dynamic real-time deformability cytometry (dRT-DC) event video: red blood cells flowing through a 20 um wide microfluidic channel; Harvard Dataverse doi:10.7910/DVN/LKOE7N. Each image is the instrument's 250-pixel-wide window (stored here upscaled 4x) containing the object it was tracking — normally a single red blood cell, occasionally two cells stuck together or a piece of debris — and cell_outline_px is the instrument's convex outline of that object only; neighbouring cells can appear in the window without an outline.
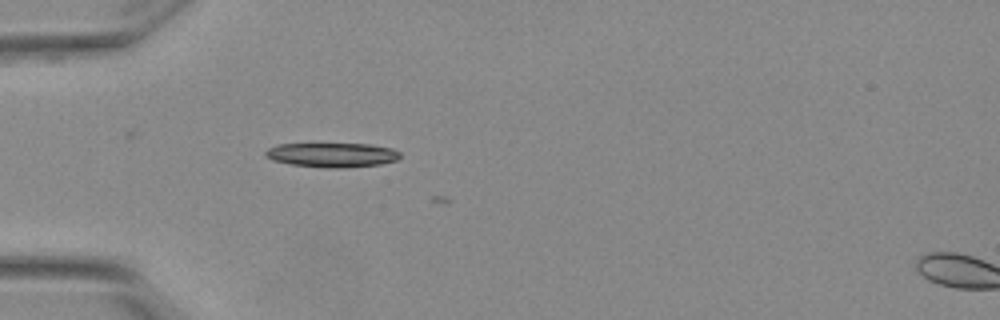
{"species": "Egyptian fruit bat (a non-hibernating species)", "species_latin": "Rousettus aegyptiacus", "temperature_condition": "warm", "stored_images_in_passage": 2, "camera_frame_rate_fps": 3000, "um_per_image_px": 0.085, "animal": {"sex": "female"}, "frame": {"image": 1, "passage_image": 1, "time_ms": 0.0, "image_size_px": [1000, 320], "cell_outline_px": [[400, 156], [396, 160], [380, 164], [340, 168], [332, 168], [292, 164], [272, 160], [264, 156], [264, 152], [268, 148], [276, 144], [368, 144], [392, 148], [400, 152]], "centroid_in_image_um": [28.2, 13.16], "position_along_channel_um": 56.8, "area_um2": 19.02}}